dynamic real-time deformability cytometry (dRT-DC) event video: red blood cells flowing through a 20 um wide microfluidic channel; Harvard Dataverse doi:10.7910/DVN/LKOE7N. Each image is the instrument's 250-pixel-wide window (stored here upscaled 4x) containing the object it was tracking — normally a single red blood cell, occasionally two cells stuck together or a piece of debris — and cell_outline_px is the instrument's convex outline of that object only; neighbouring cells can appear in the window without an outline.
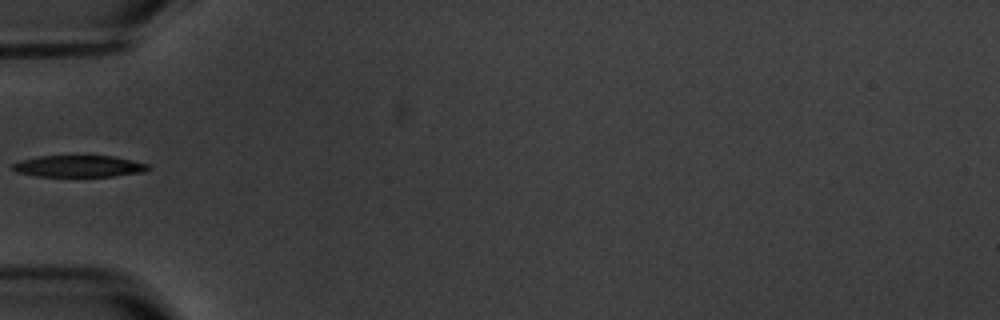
{"species": "common noctule bat (a hibernating species)", "species_latin": "Nyctalus noctula", "temperature_condition": "warm", "stored_images_in_passage": 1, "camera_frame_rate_fps": 3000, "um_per_image_px": 0.085, "animal": {"sex": "male", "body_mass_g": 20.1, "forearm_length_mm": 53.5}, "frame": {"image": 1, "passage_image": 1, "time_ms": 0.0, "image_size_px": [1000, 320], "cell_outline_px": [[152, 168], [144, 172], [112, 176], [36, 176], [16, 172], [12, 168], [12, 164], [20, 160], [40, 156], [112, 156], [132, 160], [148, 164]], "centroid_in_image_um": [6.71, 14.13], "position_along_channel_um": 78.3, "area_um2": 17.05}}